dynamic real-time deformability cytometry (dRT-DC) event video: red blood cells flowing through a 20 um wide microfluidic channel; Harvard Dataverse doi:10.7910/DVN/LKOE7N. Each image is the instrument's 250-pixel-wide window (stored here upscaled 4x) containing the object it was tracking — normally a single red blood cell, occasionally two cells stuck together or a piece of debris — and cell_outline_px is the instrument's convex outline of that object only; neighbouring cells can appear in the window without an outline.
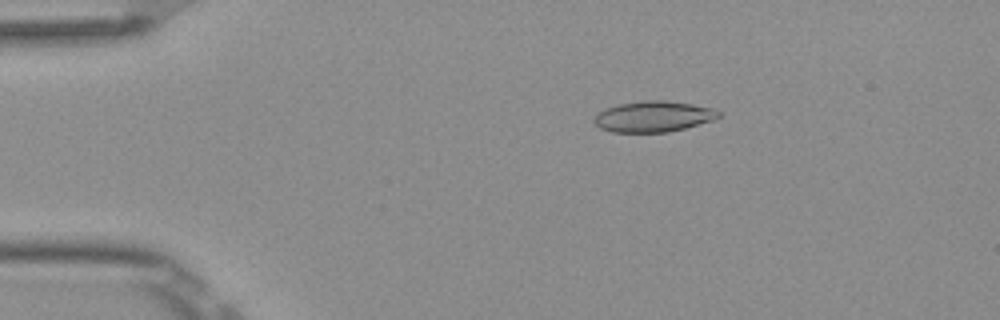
{"species": "Egyptian fruit bat (a non-hibernating species)", "species_latin": "Rousettus aegyptiacus", "temperature_condition": "room temperature", "stored_images_in_passage": 4, "camera_frame_rate_fps": 3000, "um_per_image_px": 0.085, "frame": {"image": 1, "passage_image": 3, "time_ms": 0.667, "image_size_px": [1000, 320], "cell_outline_px": [[720, 116], [712, 120], [684, 128], [668, 132], [612, 132], [600, 128], [592, 120], [604, 108], [620, 104], [644, 100], [664, 100], [692, 104], [712, 108], [720, 112]], "centroid_in_image_um": [55.52, 9.9], "position_along_channel_um": 29.5, "area_um2": 22.2}}